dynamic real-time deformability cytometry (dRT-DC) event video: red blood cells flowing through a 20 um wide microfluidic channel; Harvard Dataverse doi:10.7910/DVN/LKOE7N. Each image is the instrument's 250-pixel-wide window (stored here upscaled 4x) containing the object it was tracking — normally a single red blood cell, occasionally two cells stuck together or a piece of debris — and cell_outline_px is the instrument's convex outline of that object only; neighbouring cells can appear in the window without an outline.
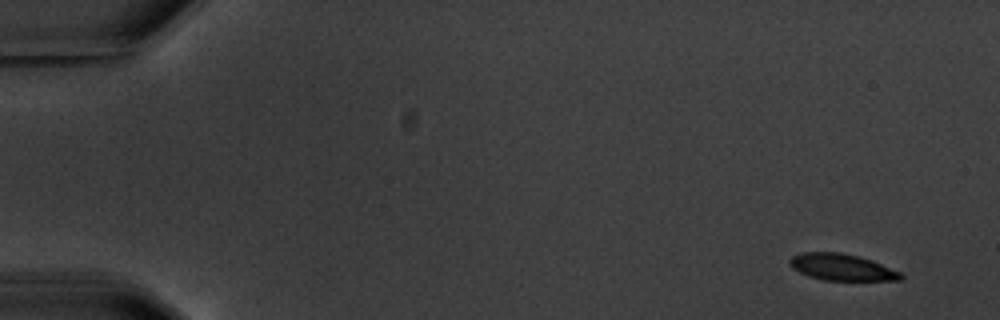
{"species": "common noctule bat (a hibernating species)", "species_latin": "Nyctalus noctula", "temperature_condition": "warm", "stored_images_in_passage": 5, "segment_of_instrument_passage": [1, 2], "camera_frame_rate_fps": 3000, "um_per_image_px": 0.085, "animal": {"sex": "male", "body_mass_g": 20.1, "forearm_length_mm": 53.5}, "frame": {"image": 1, "passage_image": 1, "time_ms": 0.0, "image_size_px": [1000, 320], "cell_outline_px": [[904, 276], [900, 280], [824, 280], [808, 276], [792, 268], [788, 264], [788, 260], [792, 256], [804, 252], [840, 252], [860, 256], [872, 260], [900, 272]], "centroid_in_image_um": [71.52, 22.7], "position_along_channel_um": 13.5, "area_um2": 17.22}}